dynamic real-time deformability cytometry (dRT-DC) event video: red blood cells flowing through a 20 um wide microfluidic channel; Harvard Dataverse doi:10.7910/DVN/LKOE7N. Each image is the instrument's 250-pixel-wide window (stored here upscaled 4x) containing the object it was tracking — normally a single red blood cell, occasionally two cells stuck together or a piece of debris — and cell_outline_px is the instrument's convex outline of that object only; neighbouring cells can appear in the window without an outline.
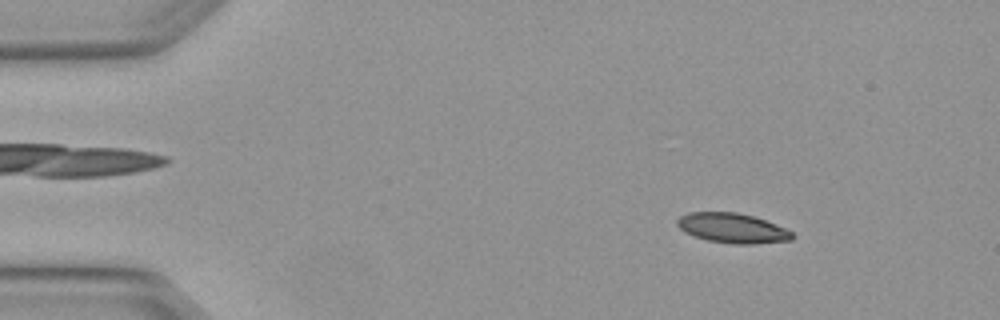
{"species": "Egyptian fruit bat (a non-hibernating species)", "species_latin": "Rousettus aegyptiacus", "temperature_condition": "warm", "stored_images_in_passage": 3, "camera_frame_rate_fps": 3000, "um_per_image_px": 0.085, "animal": {"sex": "female"}, "frame": {"image": 1, "passage_image": 1, "time_ms": 0.0, "image_size_px": [1000, 320], "cell_outline_px": [[792, 240], [752, 244], [732, 244], [708, 240], [684, 232], [676, 224], [676, 220], [680, 216], [688, 212], [736, 212], [752, 216], [776, 224], [792, 232]], "centroid_in_image_um": [62.22, 19.38], "position_along_channel_um": 22.8, "area_um2": 19.83}}
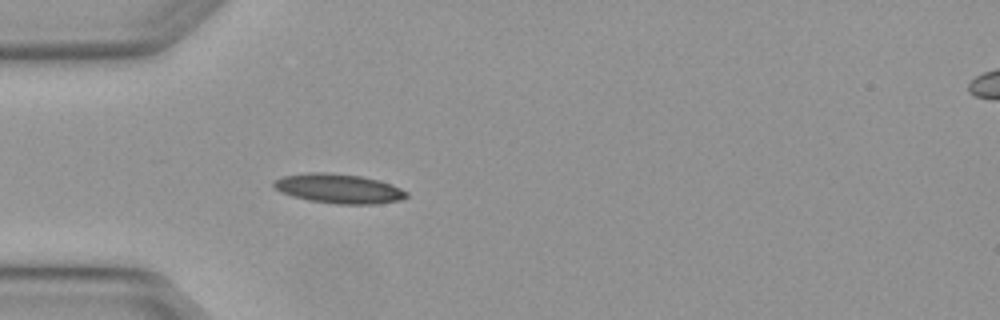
{"frame": {"image": 2, "passage_image": 3, "time_ms": 0.667, "image_size_px": [1000, 320], "cell_outline_px": [[408, 196], [400, 200], [376, 204], [336, 204], [308, 200], [292, 196], [280, 192], [272, 184], [272, 180], [280, 176], [308, 172], [328, 172], [360, 176], [392, 184], [408, 192]], "centroid_in_image_um": [28.75, 16.02], "position_along_channel_um": 56.3, "area_um2": 22.95}}